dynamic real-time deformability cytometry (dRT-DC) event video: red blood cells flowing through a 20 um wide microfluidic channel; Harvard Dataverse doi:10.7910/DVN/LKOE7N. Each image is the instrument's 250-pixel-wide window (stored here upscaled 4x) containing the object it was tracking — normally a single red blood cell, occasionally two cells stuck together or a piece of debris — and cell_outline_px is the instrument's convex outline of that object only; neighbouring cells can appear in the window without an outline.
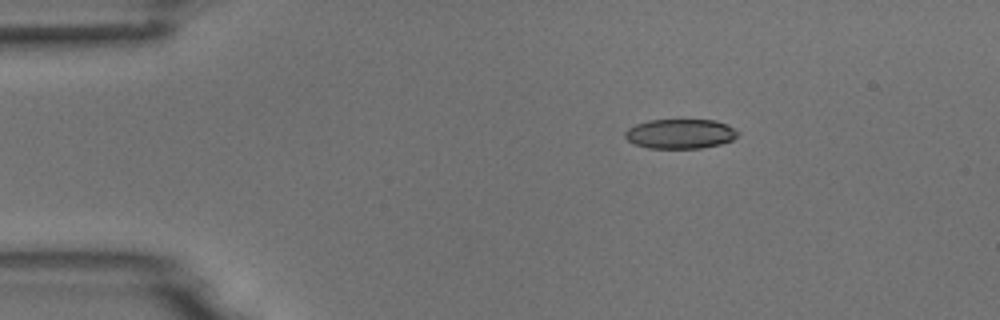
{"species": "common noctule bat (a hibernating species)", "species_latin": "Nyctalus noctula", "temperature_condition": "room temperature", "stored_images_in_passage": 6, "camera_frame_rate_fps": 3000, "um_per_image_px": 0.085, "animal": {"sex": "male", "body_mass_g": 18.8}, "frame": {"image": 1, "passage_image": 3, "time_ms": 2.333, "image_size_px": [1000, 320], "cell_outline_px": [[740, 132], [732, 140], [720, 144], [700, 148], [648, 148], [636, 144], [628, 140], [624, 136], [624, 132], [628, 128], [636, 124], [648, 120], [716, 120], [728, 124]], "centroid_in_image_um": [57.83, 11.36], "position_along_channel_um": 27.2, "area_um2": 19.48}}
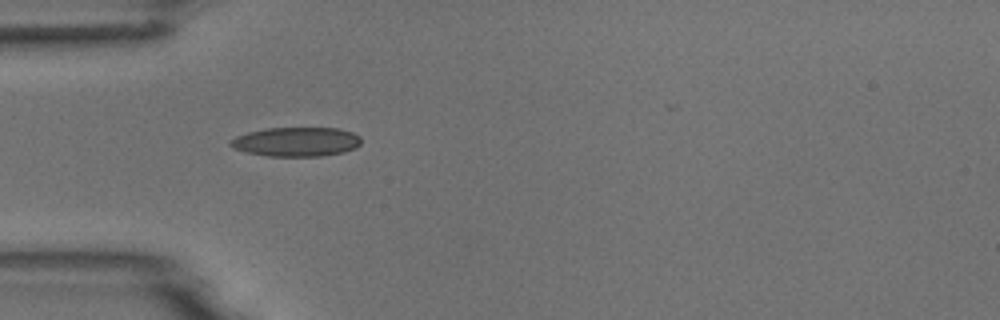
{"frame": {"image": 2, "passage_image": 5, "time_ms": 4.667, "image_size_px": [1000, 320], "cell_outline_px": [[360, 144], [356, 148], [344, 152], [320, 156], [268, 156], [248, 152], [232, 148], [228, 144], [228, 140], [236, 136], [248, 132], [264, 128], [340, 128], [352, 132], [360, 136]], "centroid_in_image_um": [25.17, 12.04], "position_along_channel_um": 59.8, "area_um2": 22.43}}